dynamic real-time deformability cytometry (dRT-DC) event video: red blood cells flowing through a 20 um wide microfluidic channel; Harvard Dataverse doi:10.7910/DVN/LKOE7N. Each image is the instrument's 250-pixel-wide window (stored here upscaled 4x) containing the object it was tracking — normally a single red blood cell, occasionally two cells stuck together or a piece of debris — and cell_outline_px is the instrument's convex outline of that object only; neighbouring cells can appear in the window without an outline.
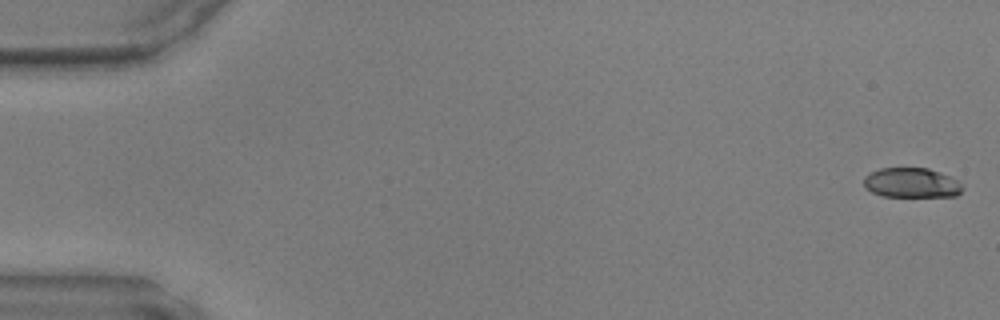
{"species": "common noctule bat (a hibernating species)", "species_latin": "Nyctalus noctula", "temperature_condition": "warm", "stored_images_in_passage": 14, "camera_frame_rate_fps": 3000, "um_per_image_px": 0.085, "animal": {"sex": "male", "body_mass_g": 17.9, "forearm_length_mm": 54.2}, "frame": {"image": 1, "passage_image": 1, "time_ms": 0.0, "image_size_px": [1000, 320], "cell_outline_px": [[964, 188], [956, 196], [880, 196], [864, 188], [864, 176], [880, 168], [928, 168], [940, 172], [960, 180]], "centroid_in_image_um": [77.5, 15.54], "position_along_channel_um": 7.5, "area_um2": 17.28}}
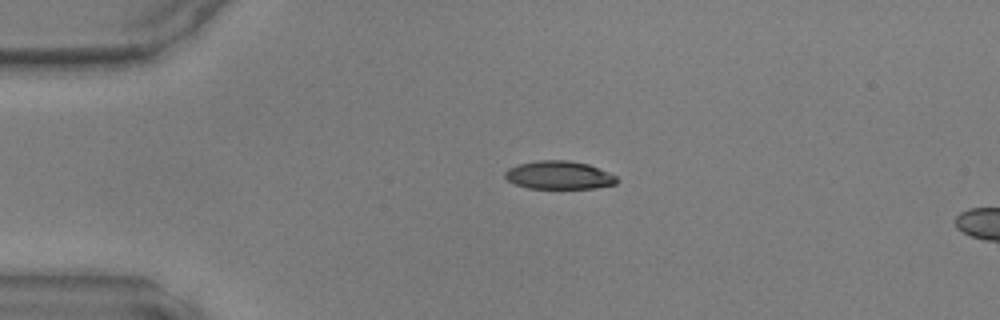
{"frame": {"image": 2, "passage_image": 11, "time_ms": 3.333, "image_size_px": [1000, 320], "cell_outline_px": [[620, 180], [616, 184], [596, 188], [528, 188], [516, 184], [508, 180], [504, 176], [504, 172], [508, 168], [520, 164], [536, 160], [568, 160], [588, 164], [608, 172], [616, 176]], "centroid_in_image_um": [47.53, 14.88], "position_along_channel_um": 37.5, "area_um2": 18.38}}